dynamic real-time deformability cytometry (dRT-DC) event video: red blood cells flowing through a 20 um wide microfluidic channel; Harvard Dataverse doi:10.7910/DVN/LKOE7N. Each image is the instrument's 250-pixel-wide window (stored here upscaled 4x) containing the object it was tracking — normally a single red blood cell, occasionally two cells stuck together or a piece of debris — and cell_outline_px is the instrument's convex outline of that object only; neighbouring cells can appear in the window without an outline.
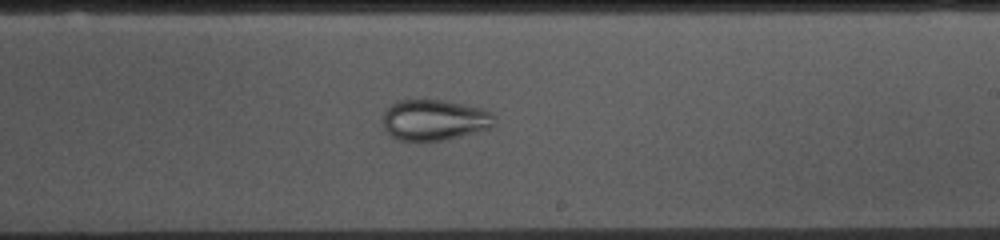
{"species": "common noctule bat (a hibernating species)", "species_latin": "Nyctalus noctula", "temperature_condition": "cold", "stored_images_in_passage": 51, "camera_frame_rate_fps": 3000, "um_per_image_px": 0.085, "animal": {"sex": "female", "body_mass_g": 10.0, "forearm_length_mm": 53.1}, "frame": {"image": 1, "passage_image": 28, "time_ms": 9.0, "image_size_px": [1000, 240], "cell_outline_px": [[496, 116], [492, 128], [448, 140], [424, 144], [400, 140], [392, 136], [384, 128], [384, 112], [396, 100], [444, 100], [484, 108], [492, 112]], "centroid_in_image_um": [36.97, 10.24], "position_along_channel_um": 252.0, "area_um2": 27.4}}
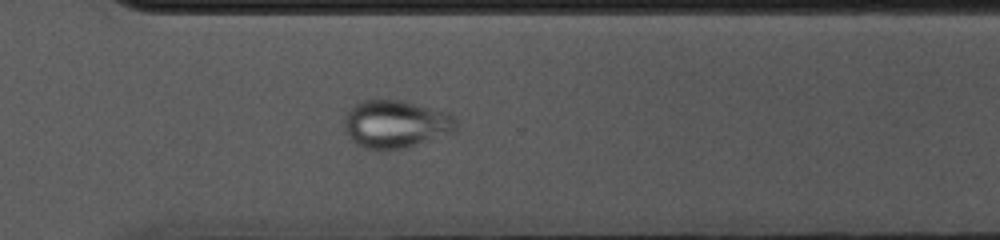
{"frame": {"image": 2, "passage_image": 35, "time_ms": 11.333, "image_size_px": [1000, 240], "cell_outline_px": [[456, 132], [404, 148], [380, 152], [364, 148], [356, 144], [348, 136], [344, 128], [344, 112], [348, 108], [360, 100], [400, 100], [448, 112], [456, 116]], "centroid_in_image_um": [33.6, 10.56], "position_along_channel_um": 337.0, "area_um2": 31.85}}
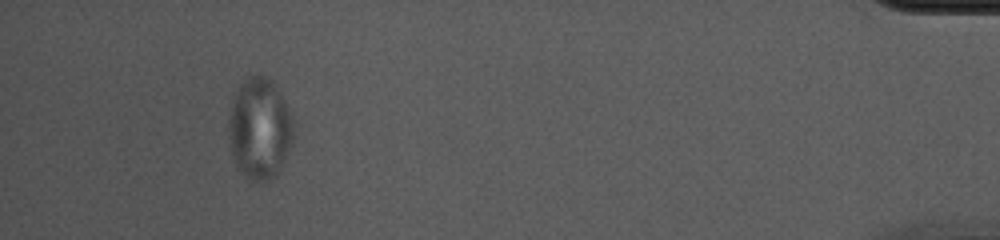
{"frame": {"image": 3, "passage_image": 47, "time_ms": 15.333, "image_size_px": [1000, 240], "cell_outline_px": [[292, 144], [276, 172], [272, 176], [260, 184], [248, 180], [240, 172], [236, 164], [228, 144], [228, 120], [236, 88], [244, 80], [256, 72], [272, 80], [292, 116]], "centroid_in_image_um": [22.02, 10.92], "position_along_channel_um": 413.2, "area_um2": 38.21}}